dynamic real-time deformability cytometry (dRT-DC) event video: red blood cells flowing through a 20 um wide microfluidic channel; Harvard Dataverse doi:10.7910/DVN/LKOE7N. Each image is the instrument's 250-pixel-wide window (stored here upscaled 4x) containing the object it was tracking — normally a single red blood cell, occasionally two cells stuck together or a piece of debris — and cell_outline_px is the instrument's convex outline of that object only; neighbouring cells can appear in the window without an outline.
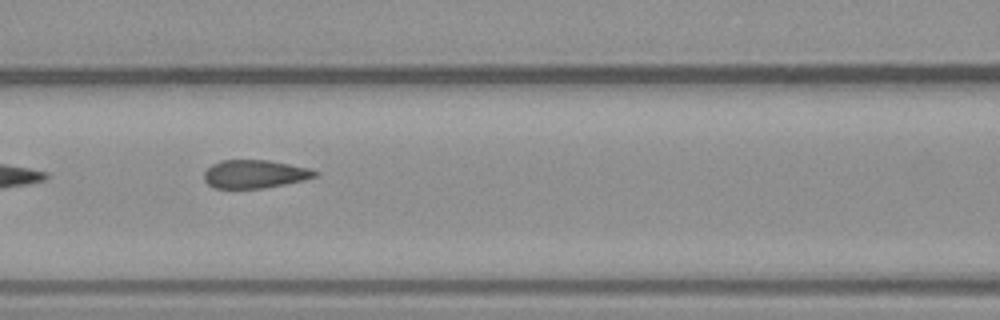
{"species": "common noctule bat (a hibernating species)", "species_latin": "Nyctalus noctula", "temperature_condition": "warm", "stored_images_in_passage": 10, "camera_frame_rate_fps": 3000, "um_per_image_px": 0.085, "animal": {"sex": "male", "body_mass_g": 23.1, "forearm_length_mm": 52.7}, "frame": {"image": 1, "passage_image": 6, "time_ms": 7.0, "image_size_px": [1000, 320], "cell_outline_px": [[320, 172], [316, 176], [304, 180], [264, 188], [216, 188], [208, 184], [204, 180], [204, 172], [212, 164], [220, 160], [268, 160], [312, 168]], "centroid_in_image_um": [21.68, 14.78], "position_along_channel_um": 144.9, "area_um2": 18.32}}
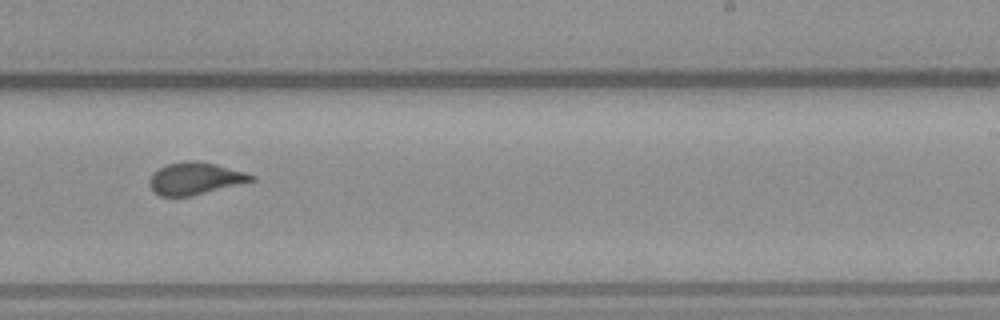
{"frame": {"image": 2, "passage_image": 9, "time_ms": 10.333, "image_size_px": [1000, 320], "cell_outline_px": [[256, 180], [188, 196], [160, 196], [148, 184], [148, 180], [152, 172], [168, 164], [188, 160], [196, 160], [216, 164], [244, 172], [256, 176]], "centroid_in_image_um": [16.56, 15.15], "position_along_channel_um": 272.4, "area_um2": 18.84}}
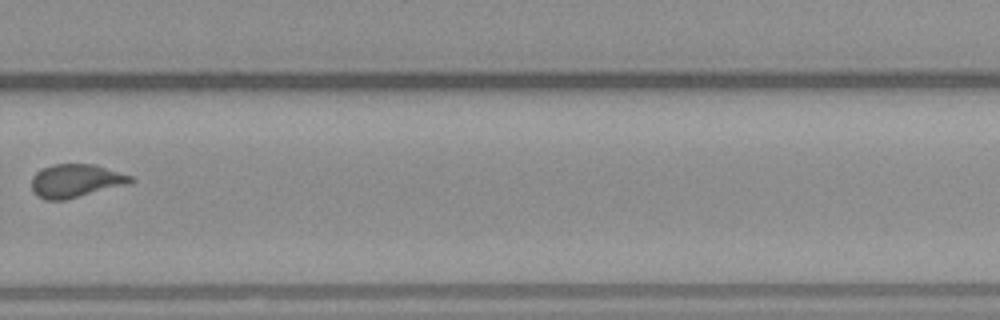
{"frame": {"image": 3, "passage_image": 10, "time_ms": 11.667, "image_size_px": [1000, 320], "cell_outline_px": [[136, 180], [128, 184], [64, 200], [44, 200], [36, 196], [32, 192], [32, 176], [36, 172], [52, 164], [96, 164], [132, 176]], "centroid_in_image_um": [6.43, 15.37], "position_along_channel_um": 323.4, "area_um2": 19.31}}